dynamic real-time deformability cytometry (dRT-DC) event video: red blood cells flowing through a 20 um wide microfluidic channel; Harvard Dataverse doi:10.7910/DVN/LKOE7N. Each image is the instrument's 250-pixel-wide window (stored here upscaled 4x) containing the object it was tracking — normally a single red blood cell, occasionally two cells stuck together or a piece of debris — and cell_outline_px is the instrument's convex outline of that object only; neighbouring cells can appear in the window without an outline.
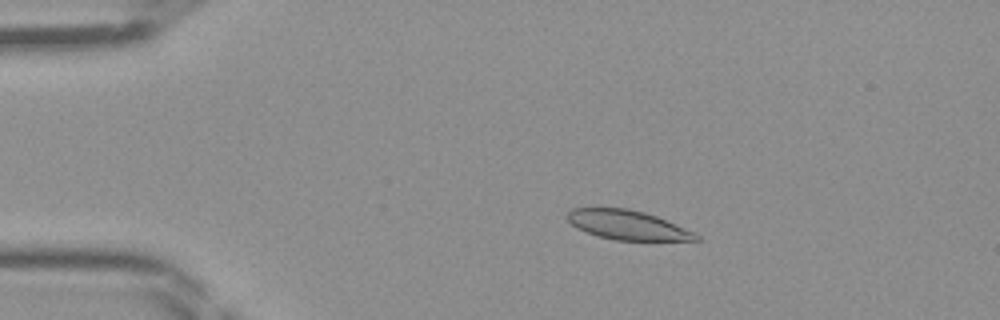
{"species": "Egyptian fruit bat (a non-hibernating species)", "species_latin": "Rousettus aegyptiacus", "temperature_condition": "room temperature", "stored_images_in_passage": 47, "segment_of_instrument_passage": [1, 2], "camera_frame_rate_fps": 3000, "um_per_image_px": 0.085, "frame": {"image": 1, "passage_image": 9, "time_ms": 2.667, "image_size_px": [1000, 320], "cell_outline_px": [[700, 240], [616, 240], [600, 236], [576, 228], [564, 216], [572, 208], [628, 208], [644, 212], [656, 216], [696, 232], [700, 236]], "centroid_in_image_um": [53.34, 19.12], "position_along_channel_um": 31.7, "area_um2": 21.91}}
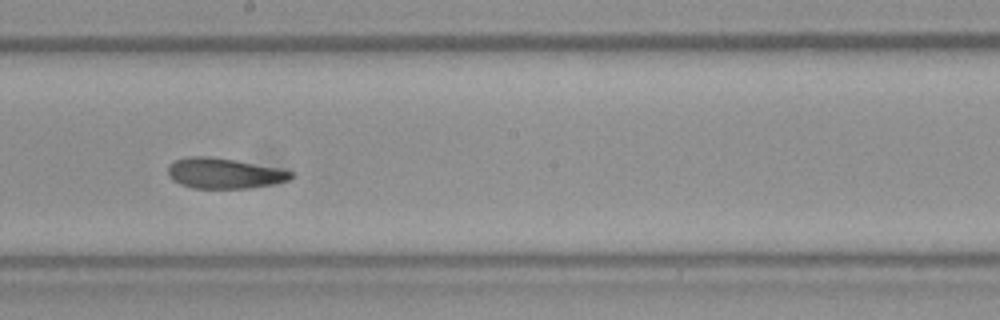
{"frame": {"image": 2, "passage_image": 26, "time_ms": 8.333, "image_size_px": [1000, 320], "cell_outline_px": [[292, 176], [288, 180], [272, 184], [248, 188], [192, 188], [180, 184], [172, 180], [168, 176], [168, 164], [172, 160], [188, 156], [208, 156], [236, 160], [276, 168], [292, 172]], "centroid_in_image_um": [18.96, 14.72], "position_along_channel_um": 229.2, "area_um2": 21.79}}
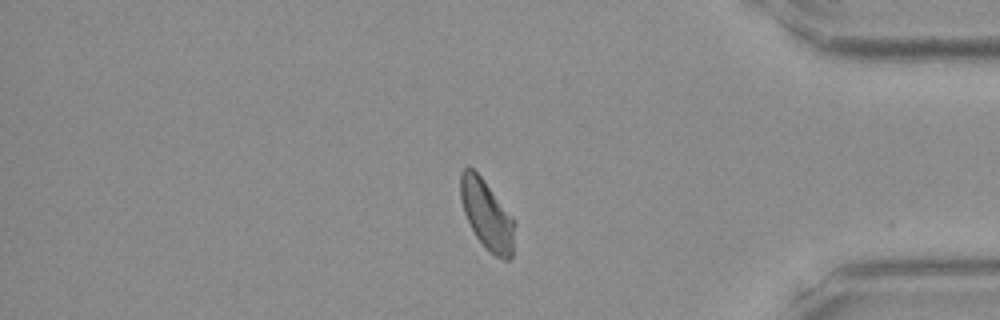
{"frame": {"image": 3, "passage_image": 39, "time_ms": 12.667, "image_size_px": [1000, 320], "cell_outline_px": [[516, 224], [512, 256], [508, 260], [504, 260], [496, 256], [476, 236], [464, 212], [460, 196], [460, 172], [464, 168], [472, 168], [480, 176], [516, 220]], "centroid_in_image_um": [41.41, 18.25], "position_along_channel_um": 393.8, "area_um2": 21.62}}